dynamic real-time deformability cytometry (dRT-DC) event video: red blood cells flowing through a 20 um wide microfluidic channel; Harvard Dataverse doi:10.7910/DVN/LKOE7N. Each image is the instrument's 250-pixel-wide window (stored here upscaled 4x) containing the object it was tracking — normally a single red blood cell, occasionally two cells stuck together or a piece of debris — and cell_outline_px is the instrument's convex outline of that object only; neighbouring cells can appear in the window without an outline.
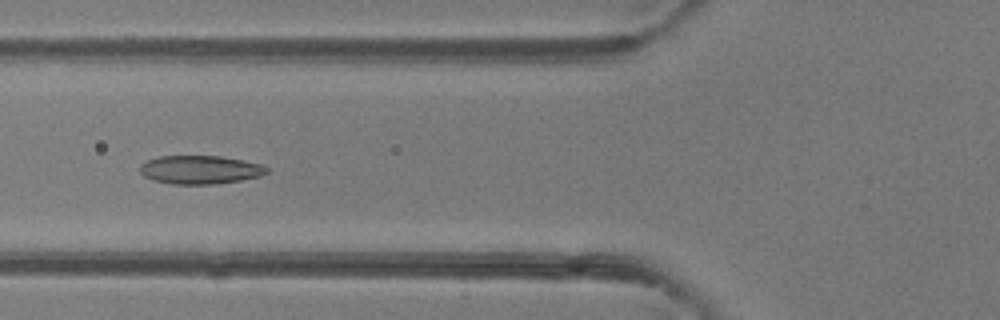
{"species": "common noctule bat (a hibernating species)", "species_latin": "Nyctalus noctula", "temperature_condition": "room temperature", "stored_images_in_passage": 49, "camera_frame_rate_fps": 3000, "um_per_image_px": 0.085, "animal": {"sex": "female"}, "frame": {"image": 1, "passage_image": 18, "time_ms": 5.667, "image_size_px": [1000, 320], "cell_outline_px": [[268, 172], [260, 176], [240, 180], [216, 184], [172, 184], [152, 180], [144, 176], [140, 172], [140, 164], [148, 160], [160, 156], [220, 156], [260, 164], [268, 168]], "centroid_in_image_um": [16.98, 14.43], "position_along_channel_um": 108.8, "area_um2": 20.92}}
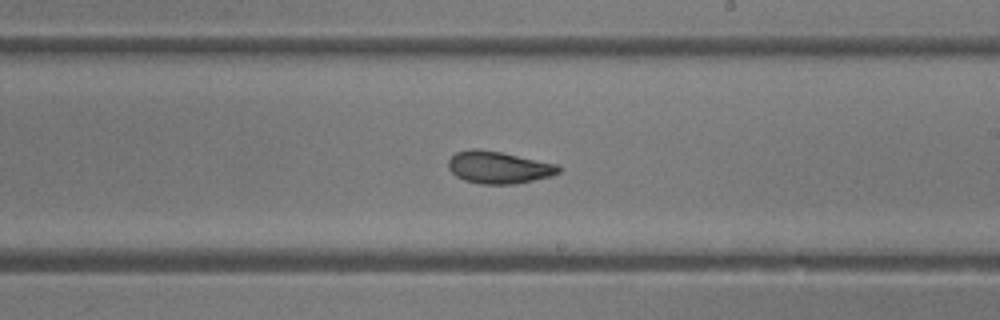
{"frame": {"image": 2, "passage_image": 28, "time_ms": 9.0, "image_size_px": [1000, 320], "cell_outline_px": [[560, 172], [552, 176], [516, 184], [480, 184], [464, 180], [456, 176], [448, 168], [448, 160], [456, 152], [472, 148], [476, 148], [500, 152], [556, 164], [560, 168]], "centroid_in_image_um": [42.36, 14.23], "position_along_channel_um": 246.6, "area_um2": 20.63}}
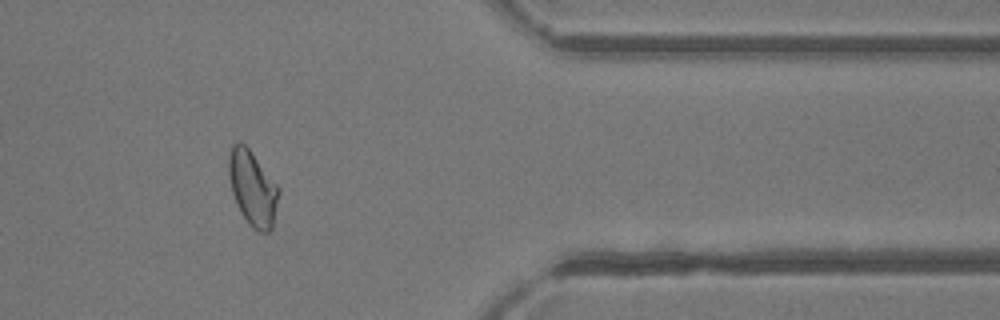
{"frame": {"image": 3, "passage_image": 40, "time_ms": 13.0, "image_size_px": [1000, 320], "cell_outline_px": [[280, 192], [272, 228], [268, 232], [260, 232], [252, 228], [248, 224], [240, 212], [236, 204], [232, 192], [228, 176], [228, 152], [232, 144], [240, 140], [252, 152], [280, 188]], "centroid_in_image_um": [21.45, 15.98], "position_along_channel_um": 389.9, "area_um2": 22.14}, "authors_computed_cell_mechanics": {"area_um2": 21.7328, "velocity_mm_per_s": 4.1286, "shape_relaxation_time_tau1_ms": 5.007, "shape_relaxation_time_tau2_ms": 1.4742, "deformation_change_tau1": 0.1419, "deformation_change_tau2": 0.0635}}